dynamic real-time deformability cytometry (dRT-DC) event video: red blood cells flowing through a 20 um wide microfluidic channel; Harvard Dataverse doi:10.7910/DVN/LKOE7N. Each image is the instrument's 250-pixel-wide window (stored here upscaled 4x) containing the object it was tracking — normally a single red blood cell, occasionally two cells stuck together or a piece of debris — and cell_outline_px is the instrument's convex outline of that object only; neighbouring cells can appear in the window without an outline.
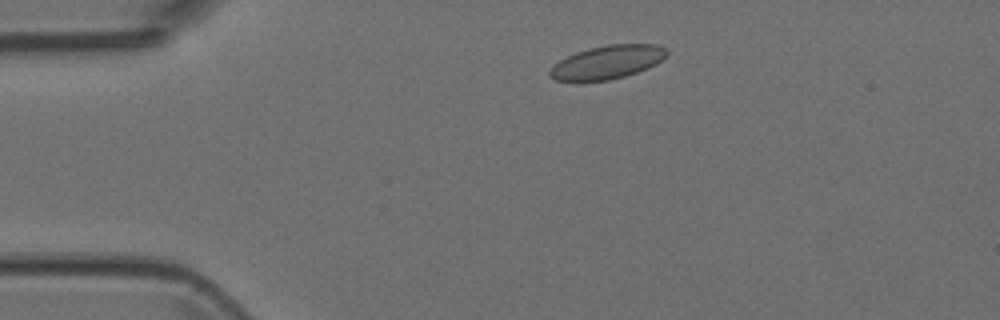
{"species": "Egyptian fruit bat (a non-hibernating species)", "species_latin": "Rousettus aegyptiacus", "temperature_condition": "room temperature", "stored_images_in_passage": 2, "camera_frame_rate_fps": 3000, "um_per_image_px": 0.085, "animal": {"sex": "female"}, "frame": {"image": 1, "passage_image": 1, "time_ms": 0.0, "image_size_px": [1000, 320], "cell_outline_px": [[668, 56], [656, 64], [648, 68], [624, 76], [608, 80], [556, 80], [548, 76], [548, 72], [560, 60], [576, 52], [588, 48], [608, 44], [656, 44], [664, 48], [668, 52]], "centroid_in_image_um": [51.66, 5.27], "position_along_channel_um": 33.3, "area_um2": 22.54}}